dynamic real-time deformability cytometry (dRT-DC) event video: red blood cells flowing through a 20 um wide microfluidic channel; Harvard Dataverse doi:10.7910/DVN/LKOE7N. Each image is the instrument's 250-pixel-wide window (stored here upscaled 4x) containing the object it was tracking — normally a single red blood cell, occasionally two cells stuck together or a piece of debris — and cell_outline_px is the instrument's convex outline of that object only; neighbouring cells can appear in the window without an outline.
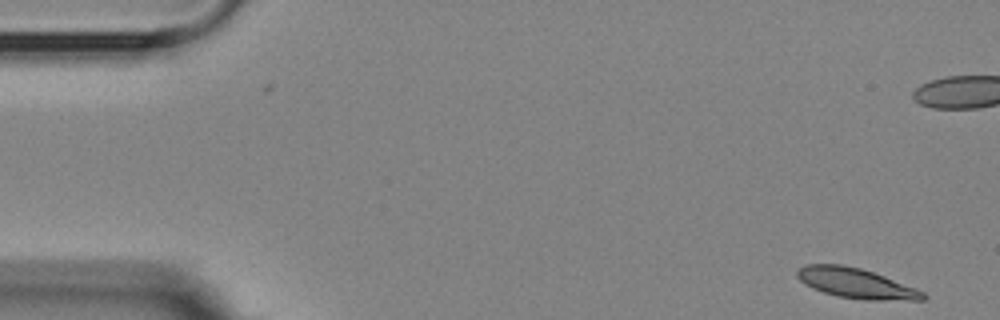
{"species": "Egyptian fruit bat (a non-hibernating species)", "species_latin": "Rousettus aegyptiacus", "temperature_condition": "room temperature", "stored_images_in_passage": 55, "camera_frame_rate_fps": 3000, "um_per_image_px": 0.085, "animal": {"sex": "female"}, "frame": {"image": 1, "passage_image": 1, "time_ms": 0.0, "image_size_px": [1000, 320], "cell_outline_px": [[928, 296], [924, 300], [864, 300], [836, 296], [812, 288], [800, 280], [796, 276], [796, 268], [804, 264], [844, 264], [860, 268], [884, 276], [916, 288], [924, 292]], "centroid_in_image_um": [72.74, 24.07], "position_along_channel_um": 12.3, "area_um2": 22.2}}
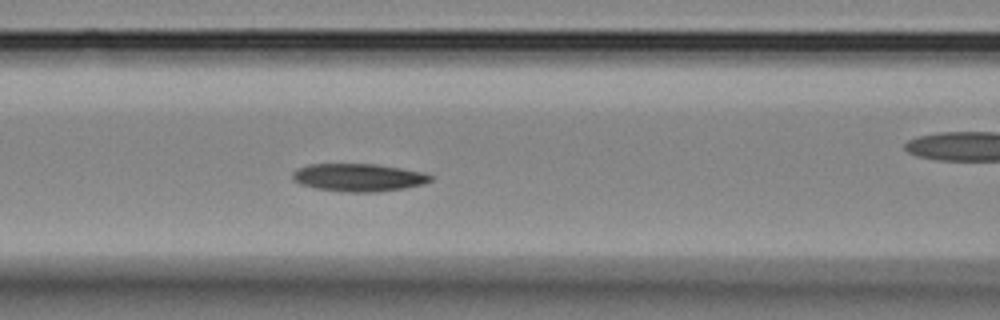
{"frame": {"image": 2, "passage_image": 21, "time_ms": 6.667, "image_size_px": [1000, 320], "cell_outline_px": [[436, 176], [432, 180], [424, 184], [404, 188], [376, 192], [348, 192], [316, 188], [300, 184], [292, 180], [292, 172], [296, 168], [308, 164], [376, 164], [424, 172]], "centroid_in_image_um": [30.48, 15.08], "position_along_channel_um": 136.1, "area_um2": 22.54}}
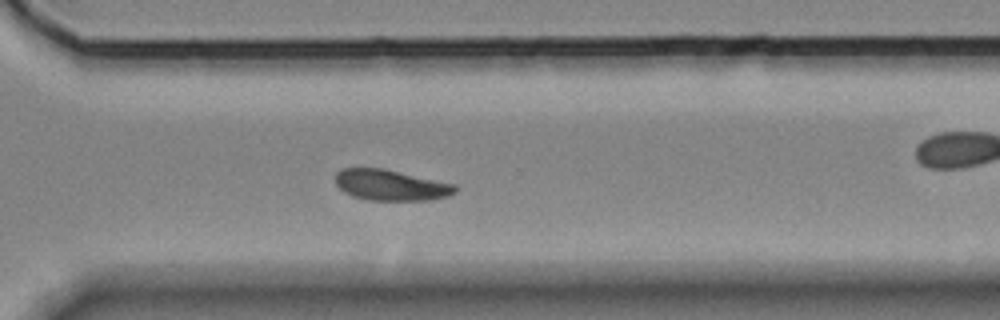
{"frame": {"image": 3, "passage_image": 38, "time_ms": 12.333, "image_size_px": [1000, 320], "cell_outline_px": [[460, 188], [456, 192], [448, 196], [428, 200], [368, 200], [352, 196], [344, 192], [336, 184], [336, 172], [340, 168], [384, 168], [456, 184]], "centroid_in_image_um": [33.24, 15.73], "position_along_channel_um": 337.4, "area_um2": 21.73}}